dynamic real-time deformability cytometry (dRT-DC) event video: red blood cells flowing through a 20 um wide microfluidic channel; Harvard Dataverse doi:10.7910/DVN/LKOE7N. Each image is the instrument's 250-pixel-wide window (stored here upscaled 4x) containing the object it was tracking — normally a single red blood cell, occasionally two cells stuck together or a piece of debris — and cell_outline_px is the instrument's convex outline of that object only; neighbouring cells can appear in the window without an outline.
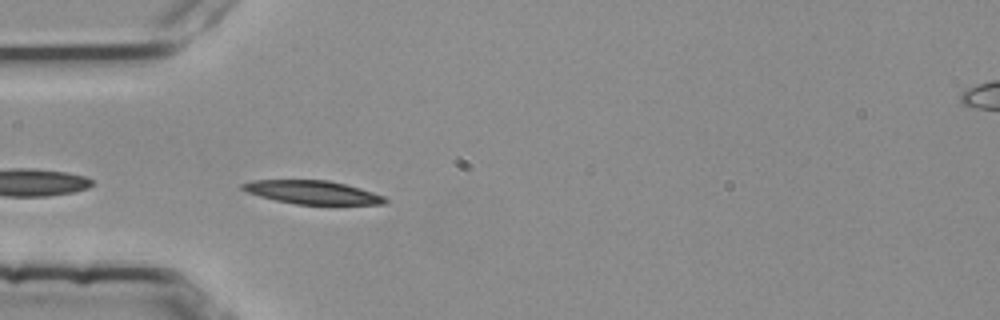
{"species": "common noctule bat (a hibernating species)", "species_latin": "Nyctalus noctula", "temperature_condition": "room temperature", "stored_images_in_passage": 4, "camera_frame_rate_fps": 3000, "um_per_image_px": 0.085, "animal": {"sex": "female", "body_mass_g": 25.1}, "frame": {"image": 1, "passage_image": 4, "time_ms": 1.0, "image_size_px": [1000, 320], "cell_outline_px": [[388, 204], [296, 204], [276, 200], [260, 196], [248, 192], [240, 188], [240, 184], [252, 180], [328, 180], [360, 188], [384, 196], [388, 200]], "centroid_in_image_um": [26.55, 16.34], "position_along_channel_um": 58.4, "area_um2": 19.31}}